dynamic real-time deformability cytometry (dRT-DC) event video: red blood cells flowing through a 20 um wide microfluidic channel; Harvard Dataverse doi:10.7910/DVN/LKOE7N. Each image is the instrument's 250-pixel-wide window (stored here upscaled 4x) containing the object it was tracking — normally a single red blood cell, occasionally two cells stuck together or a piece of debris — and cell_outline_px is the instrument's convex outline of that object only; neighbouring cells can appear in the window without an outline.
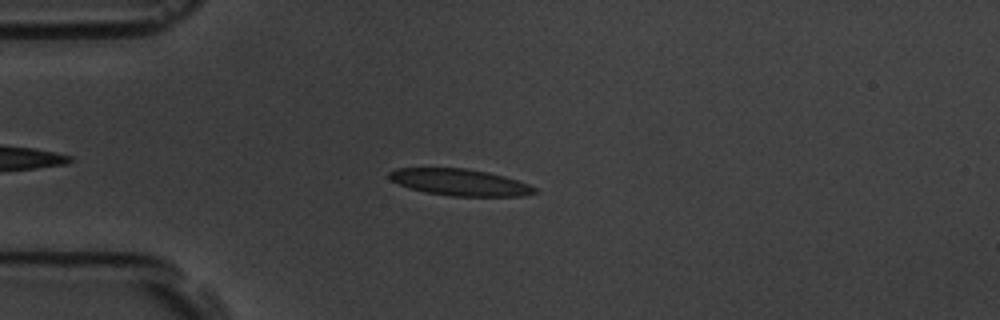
{"species": "common noctule bat (a hibernating species)", "species_latin": "Nyctalus noctula", "temperature_condition": "room temperature", "stored_images_in_passage": 48, "camera_frame_rate_fps": 3000, "um_per_image_px": 0.085, "animal": {"sex": "male", "body_mass_g": 19.5, "forearm_length_mm": 54.6}, "frame": {"image": 1, "passage_image": 7, "time_ms": 2.0, "image_size_px": [1000, 320], "cell_outline_px": [[536, 192], [524, 196], [452, 196], [424, 192], [408, 188], [392, 180], [388, 176], [388, 172], [396, 168], [464, 168], [488, 172], [504, 176], [528, 184], [536, 188]], "centroid_in_image_um": [39.07, 15.49], "position_along_channel_um": 45.9, "area_um2": 22.48}}
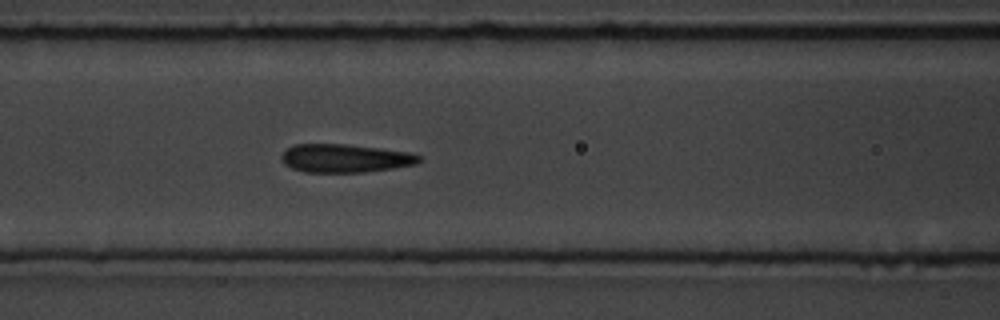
{"frame": {"image": 2, "passage_image": 16, "time_ms": 5.0, "image_size_px": [1000, 320], "cell_outline_px": [[420, 160], [416, 164], [392, 168], [364, 172], [304, 172], [292, 168], [284, 164], [280, 156], [288, 148], [296, 144], [344, 144], [408, 152], [420, 156]], "centroid_in_image_um": [29.29, 13.46], "position_along_channel_um": 137.3, "area_um2": 22.43}}
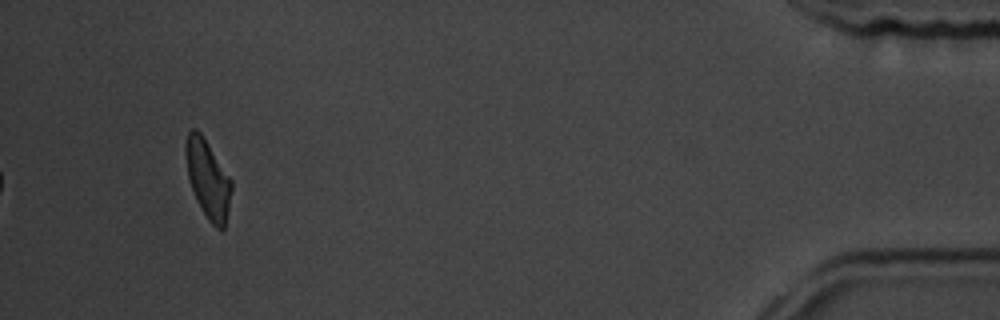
{"frame": {"image": 3, "passage_image": 45, "time_ms": 14.667, "image_size_px": [1000, 320], "cell_outline_px": [[232, 188], [224, 228], [216, 228], [208, 220], [196, 200], [188, 176], [184, 152], [184, 144], [188, 132], [192, 128], [196, 128], [200, 132], [232, 180]], "centroid_in_image_um": [17.64, 15.18], "position_along_channel_um": 417.6, "area_um2": 20.69}, "authors_computed_cell_mechanics": {"area_um2": 22.5131, "velocity_mm_per_s": 3.6483, "shape_relaxation_time_tau1_ms": 4.2307, "shape_relaxation_time_tau2_ms": 2.1069, "deformation_change_tau1": 0.1372, "deformation_change_tau2": 0.1258}}